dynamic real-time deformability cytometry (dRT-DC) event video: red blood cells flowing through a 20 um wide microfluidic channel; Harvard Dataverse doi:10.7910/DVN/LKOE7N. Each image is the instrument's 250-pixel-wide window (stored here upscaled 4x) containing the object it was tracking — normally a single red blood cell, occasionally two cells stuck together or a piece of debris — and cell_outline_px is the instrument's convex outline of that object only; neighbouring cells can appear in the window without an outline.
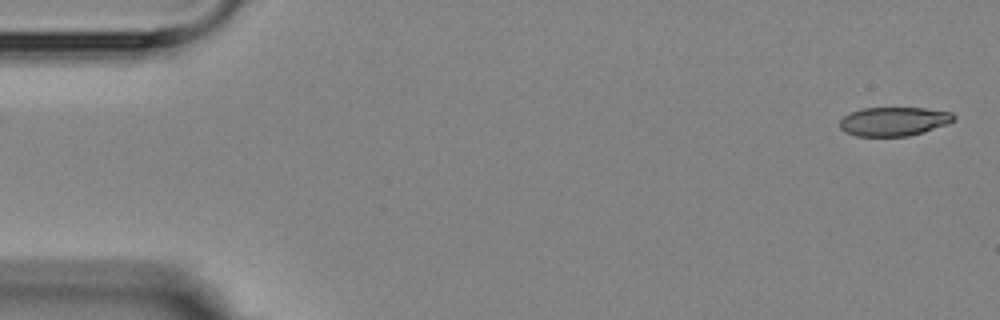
{"species": "Egyptian fruit bat (a non-hibernating species)", "species_latin": "Rousettus aegyptiacus", "temperature_condition": "room temperature", "stored_images_in_passage": 5, "camera_frame_rate_fps": 3000, "um_per_image_px": 0.085, "animal": {"sex": "female"}, "frame": {"image": 1, "passage_image": 1, "time_ms": 0.0, "image_size_px": [1000, 320], "cell_outline_px": [[956, 120], [924, 132], [908, 136], [856, 136], [844, 132], [840, 128], [840, 120], [844, 116], [852, 112], [864, 108], [924, 108], [952, 112], [956, 116]], "centroid_in_image_um": [75.99, 10.32], "position_along_channel_um": 9.0, "area_um2": 19.19}}
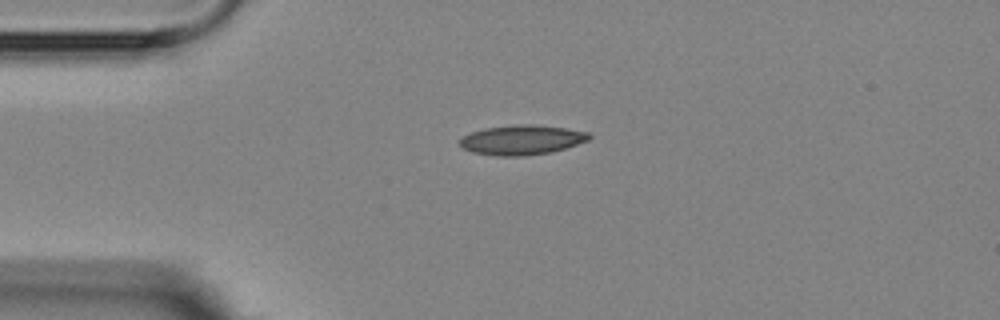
{"frame": {"image": 2, "passage_image": 4, "time_ms": 3.667, "image_size_px": [1000, 320], "cell_outline_px": [[592, 136], [588, 140], [552, 152], [524, 156], [496, 156], [472, 152], [460, 148], [456, 144], [456, 140], [472, 132], [484, 128], [516, 124], [532, 124], [564, 128], [588, 132]], "centroid_in_image_um": [44.27, 11.9], "position_along_channel_um": 40.7, "area_um2": 22.6}}
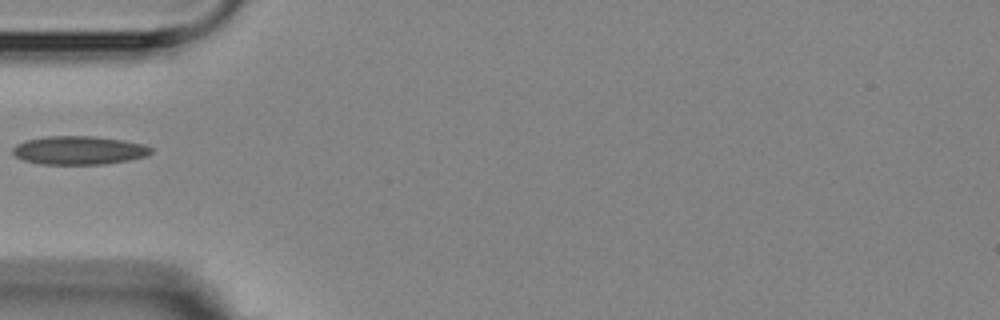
{"frame": {"image": 3, "passage_image": 5, "time_ms": 5.333, "image_size_px": [1000, 320], "cell_outline_px": [[152, 152], [148, 156], [128, 160], [104, 164], [40, 164], [24, 160], [16, 156], [12, 152], [12, 148], [16, 144], [24, 140], [44, 136], [92, 136], [124, 140], [144, 144], [152, 148]], "centroid_in_image_um": [6.71, 12.77], "position_along_channel_um": 78.3, "area_um2": 23.12}}